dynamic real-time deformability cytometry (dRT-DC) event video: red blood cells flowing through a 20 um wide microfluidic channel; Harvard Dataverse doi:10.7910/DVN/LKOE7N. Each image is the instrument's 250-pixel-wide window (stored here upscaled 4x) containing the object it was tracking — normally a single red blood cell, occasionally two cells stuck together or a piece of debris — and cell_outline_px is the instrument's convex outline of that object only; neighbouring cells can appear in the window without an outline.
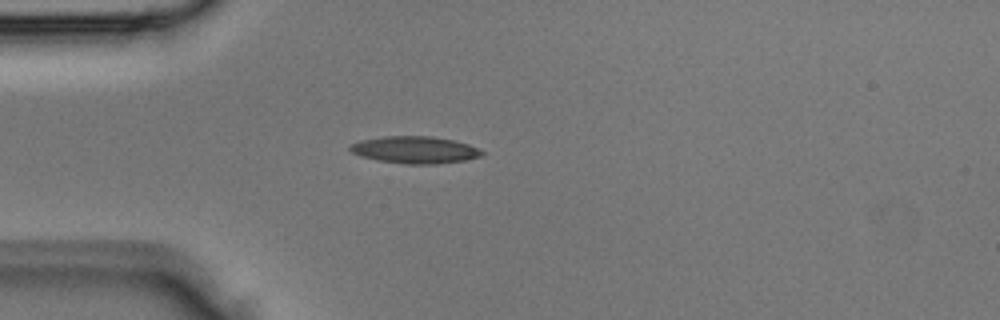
{"species": "Egyptian fruit bat (a non-hibernating species)", "species_latin": "Rousettus aegyptiacus", "temperature_condition": "room temperature", "stored_images_in_passage": 1, "camera_frame_rate_fps": 3000, "um_per_image_px": 0.085, "animal": {"sex": "male"}, "frame": {"image": 1, "passage_image": 1, "time_ms": 0.0, "image_size_px": [1000, 320], "cell_outline_px": [[488, 152], [480, 156], [464, 160], [436, 164], [408, 164], [376, 160], [360, 156], [352, 152], [348, 148], [352, 144], [360, 140], [384, 136], [432, 136], [452, 140], [468, 144]], "centroid_in_image_um": [35.27, 12.73], "position_along_channel_um": 49.7, "area_um2": 20.81}}